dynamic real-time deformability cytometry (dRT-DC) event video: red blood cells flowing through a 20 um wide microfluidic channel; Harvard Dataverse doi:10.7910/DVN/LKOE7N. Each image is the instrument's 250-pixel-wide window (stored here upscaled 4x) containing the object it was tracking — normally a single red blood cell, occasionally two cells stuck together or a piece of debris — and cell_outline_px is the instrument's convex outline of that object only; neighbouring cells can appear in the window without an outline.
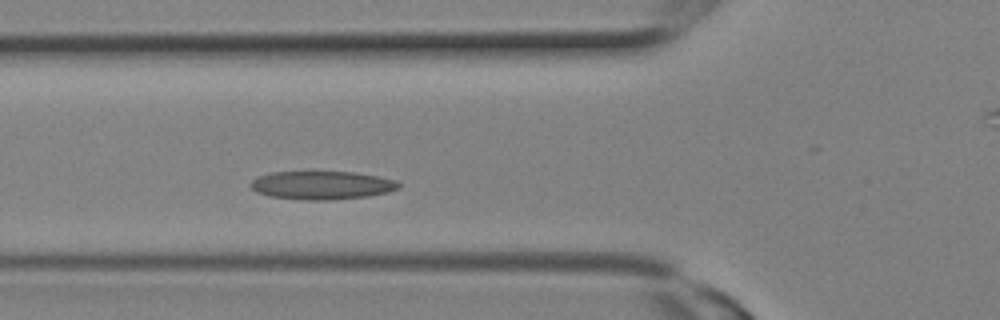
{"species": "Egyptian fruit bat (a non-hibernating species)", "species_latin": "Rousettus aegyptiacus", "temperature_condition": "room temperature", "stored_images_in_passage": 5, "camera_frame_rate_fps": 3000, "um_per_image_px": 0.085, "animal": {"sex": "female"}, "frame": {"image": 1, "passage_image": 5, "time_ms": 1.333, "image_size_px": [1000, 320], "cell_outline_px": [[400, 188], [388, 192], [368, 196], [328, 200], [300, 200], [268, 196], [256, 192], [248, 184], [256, 176], [272, 172], [356, 172], [396, 180], [400, 184]], "centroid_in_image_um": [27.32, 15.75], "position_along_channel_um": 98.5, "area_um2": 24.62}}